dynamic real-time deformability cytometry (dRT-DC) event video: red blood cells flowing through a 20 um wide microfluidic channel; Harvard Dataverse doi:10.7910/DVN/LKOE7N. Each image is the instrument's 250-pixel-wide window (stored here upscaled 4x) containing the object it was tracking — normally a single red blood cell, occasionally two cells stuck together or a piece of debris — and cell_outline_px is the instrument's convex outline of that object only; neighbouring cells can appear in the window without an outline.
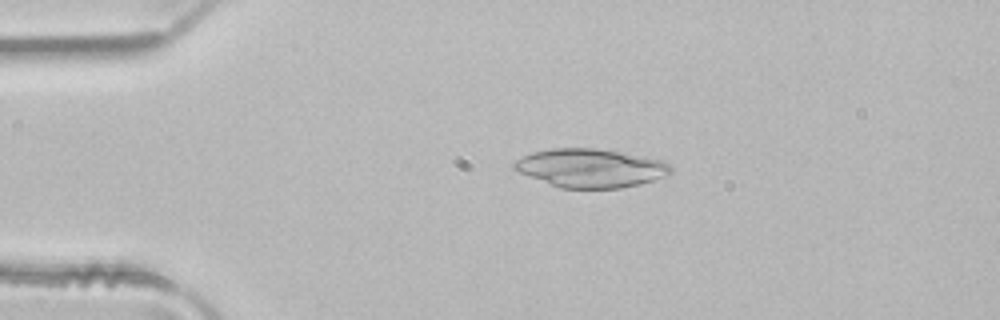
{"species": "common noctule bat (a hibernating species)", "species_latin": "Nyctalus noctula", "temperature_condition": "room temperature", "stored_images_in_passage": 4, "camera_frame_rate_fps": 3000, "um_per_image_px": 0.085, "animal": {"sex": "male", "body_mass_g": 21.5, "forearm_length_mm": 52.0}, "frame": {"image": 1, "passage_image": 3, "time_ms": 0.667, "image_size_px": [1000, 320], "cell_outline_px": [[672, 172], [664, 176], [640, 184], [620, 188], [560, 188], [520, 172], [512, 168], [512, 164], [516, 160], [532, 152], [552, 148], [596, 148], [664, 160], [672, 168]], "centroid_in_image_um": [50.2, 14.28], "position_along_channel_um": 34.8, "area_um2": 34.91}}